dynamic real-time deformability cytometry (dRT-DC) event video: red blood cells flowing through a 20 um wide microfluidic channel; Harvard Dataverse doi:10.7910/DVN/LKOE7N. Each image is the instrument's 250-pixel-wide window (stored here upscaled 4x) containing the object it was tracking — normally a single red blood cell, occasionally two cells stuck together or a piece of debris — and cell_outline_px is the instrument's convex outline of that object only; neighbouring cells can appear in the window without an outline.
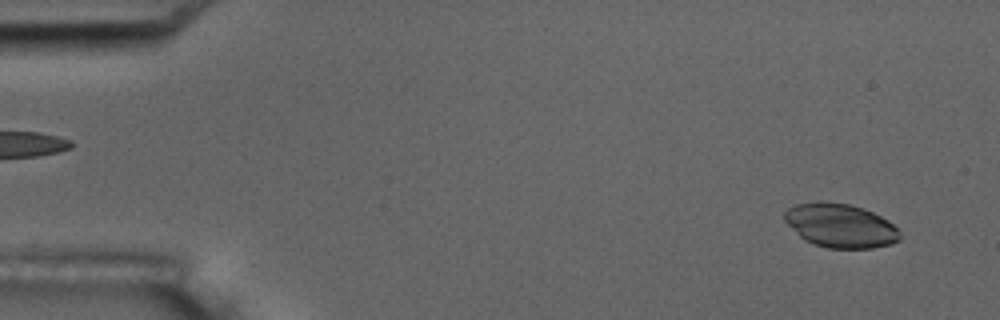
{"species": "common noctule bat (a hibernating species)", "species_latin": "Nyctalus noctula", "temperature_condition": "room temperature", "stored_images_in_passage": 7, "camera_frame_rate_fps": 3000, "um_per_image_px": 0.085, "animal": {"sex": "male", "body_mass_g": 17.5, "forearm_length_mm": 52.3}, "frame": {"image": 1, "passage_image": 1, "time_ms": 0.0, "image_size_px": [1000, 320], "cell_outline_px": [[900, 240], [892, 244], [872, 248], [828, 248], [812, 244], [804, 240], [784, 220], [784, 212], [788, 208], [796, 204], [820, 200], [824, 200], [848, 204], [864, 208], [888, 220], [900, 232]], "centroid_in_image_um": [71.42, 19.17], "position_along_channel_um": 13.6, "area_um2": 29.71}}
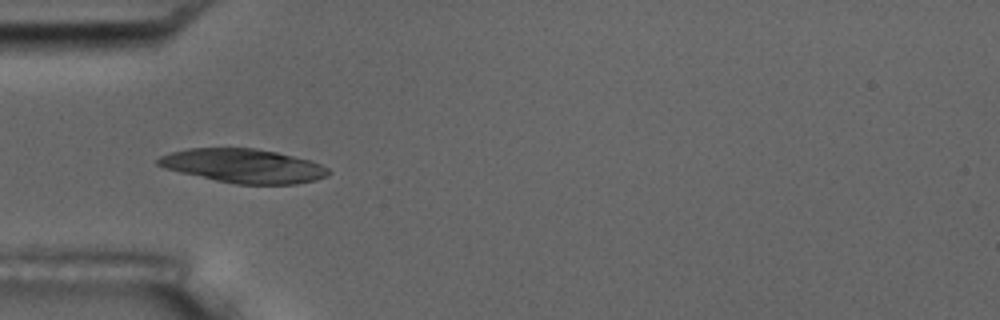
{"frame": {"image": 2, "passage_image": 5, "time_ms": 4.667, "image_size_px": [1000, 320], "cell_outline_px": [[332, 172], [328, 176], [316, 180], [296, 184], [236, 184], [216, 180], [180, 172], [164, 168], [156, 164], [156, 160], [160, 156], [172, 152], [188, 148], [256, 148], [276, 152], [308, 160], [320, 164], [328, 168]], "centroid_in_image_um": [20.7, 14.1], "position_along_channel_um": 64.3, "area_um2": 33.58}}